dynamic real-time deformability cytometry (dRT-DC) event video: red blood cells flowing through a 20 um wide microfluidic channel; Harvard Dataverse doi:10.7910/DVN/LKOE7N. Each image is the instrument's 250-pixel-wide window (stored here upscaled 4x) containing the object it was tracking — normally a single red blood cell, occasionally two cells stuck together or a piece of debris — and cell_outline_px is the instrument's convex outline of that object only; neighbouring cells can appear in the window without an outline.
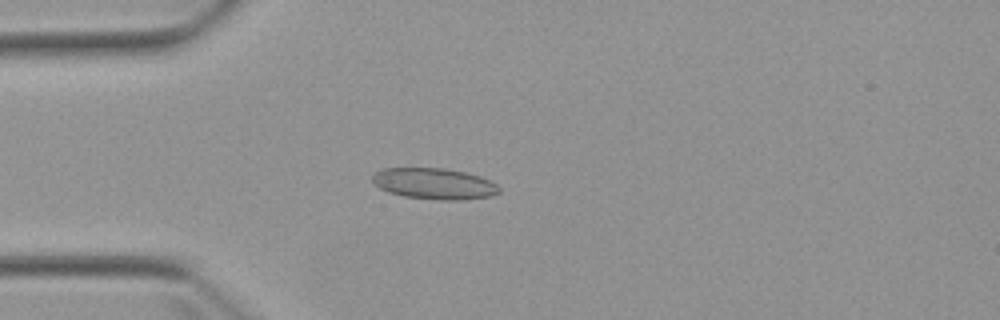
{"species": "Egyptian fruit bat (a non-hibernating species)", "species_latin": "Rousettus aegyptiacus", "temperature_condition": "warm", "stored_images_in_passage": 4, "camera_frame_rate_fps": 3000, "um_per_image_px": 0.085, "animal": {"sex": "female"}, "frame": {"image": 1, "passage_image": 4, "time_ms": 4.333, "image_size_px": [1000, 320], "cell_outline_px": [[500, 192], [492, 196], [464, 200], [440, 200], [404, 196], [388, 192], [380, 188], [372, 180], [372, 176], [376, 172], [384, 168], [444, 168], [464, 172], [480, 176], [496, 184], [500, 188]], "centroid_in_image_um": [36.93, 15.62], "position_along_channel_um": 48.1, "area_um2": 22.95}}